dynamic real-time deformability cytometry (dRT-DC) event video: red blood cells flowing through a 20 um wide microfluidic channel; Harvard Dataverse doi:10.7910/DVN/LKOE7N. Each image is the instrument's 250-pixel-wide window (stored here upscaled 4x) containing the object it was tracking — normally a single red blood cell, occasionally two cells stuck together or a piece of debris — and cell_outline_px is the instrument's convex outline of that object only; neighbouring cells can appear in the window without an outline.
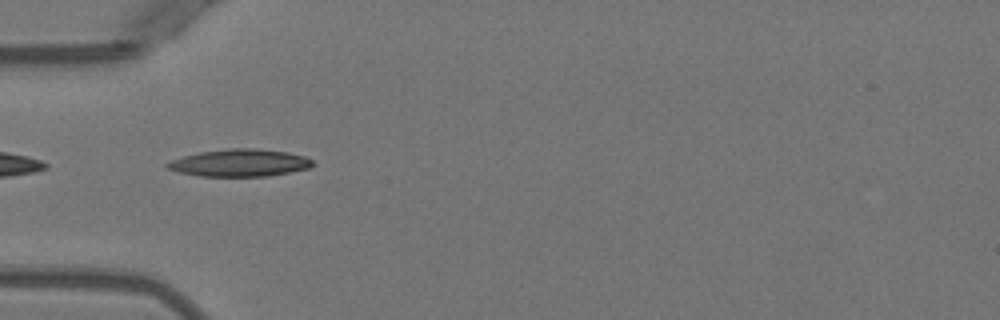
{"species": "Egyptian fruit bat (a non-hibernating species)", "species_latin": "Rousettus aegyptiacus", "temperature_condition": "warm", "stored_images_in_passage": 4, "camera_frame_rate_fps": 3000, "um_per_image_px": 0.085, "animal": {"sex": "female"}, "frame": {"image": 1, "passage_image": 4, "time_ms": 4.333, "image_size_px": [1000, 320], "cell_outline_px": [[312, 164], [308, 168], [268, 176], [200, 176], [180, 172], [168, 168], [164, 164], [172, 160], [184, 156], [200, 152], [232, 148], [256, 148], [288, 152], [304, 156], [312, 160]], "centroid_in_image_um": [20.37, 13.84], "position_along_channel_um": 64.6, "area_um2": 22.83}}